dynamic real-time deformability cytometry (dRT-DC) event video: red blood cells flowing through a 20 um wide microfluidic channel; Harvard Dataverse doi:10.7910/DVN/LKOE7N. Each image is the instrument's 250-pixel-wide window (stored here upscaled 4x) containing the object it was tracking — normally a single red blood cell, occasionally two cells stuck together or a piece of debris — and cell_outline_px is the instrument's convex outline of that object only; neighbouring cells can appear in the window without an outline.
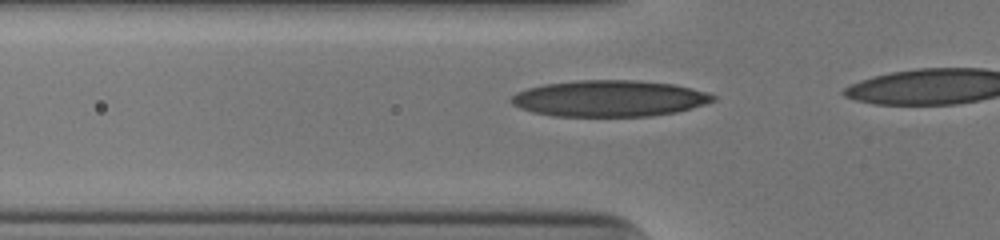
{"species": "human", "species_latin": "Homo sapiens", "temperature_condition": "cold", "stored_images_in_passage": 8, "camera_frame_rate_fps": 3000, "um_per_image_px": 0.085, "donor": {"sex": "male"}, "frame": {"image": 1, "passage_image": 3, "time_ms": 0.667, "image_size_px": [1000, 240], "cell_outline_px": [[716, 100], [704, 104], [676, 112], [648, 116], [552, 116], [532, 112], [520, 108], [512, 104], [508, 100], [516, 92], [528, 88], [544, 84], [580, 80], [636, 80], [672, 84], [704, 92], [716, 96]], "centroid_in_image_um": [51.73, 8.37], "position_along_channel_um": 74.1, "area_um2": 42.48}}
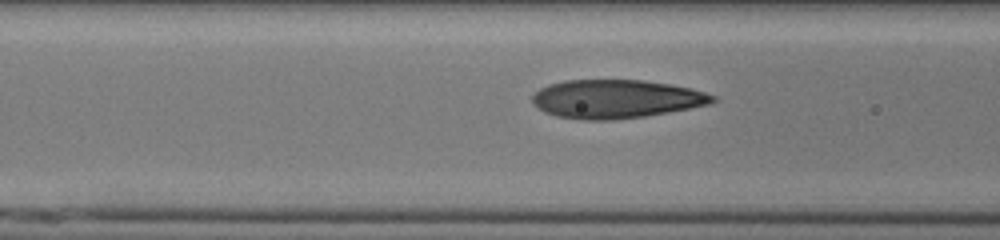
{"frame": {"image": 2, "passage_image": 6, "time_ms": 1.667, "image_size_px": [1000, 240], "cell_outline_px": [[716, 100], [708, 104], [668, 112], [644, 116], [612, 120], [584, 120], [556, 116], [544, 112], [532, 100], [532, 96], [540, 88], [548, 84], [564, 80], [644, 80], [668, 84], [688, 88], [704, 92], [716, 96]], "centroid_in_image_um": [52.33, 8.41], "position_along_channel_um": 114.3, "area_um2": 40.17}}